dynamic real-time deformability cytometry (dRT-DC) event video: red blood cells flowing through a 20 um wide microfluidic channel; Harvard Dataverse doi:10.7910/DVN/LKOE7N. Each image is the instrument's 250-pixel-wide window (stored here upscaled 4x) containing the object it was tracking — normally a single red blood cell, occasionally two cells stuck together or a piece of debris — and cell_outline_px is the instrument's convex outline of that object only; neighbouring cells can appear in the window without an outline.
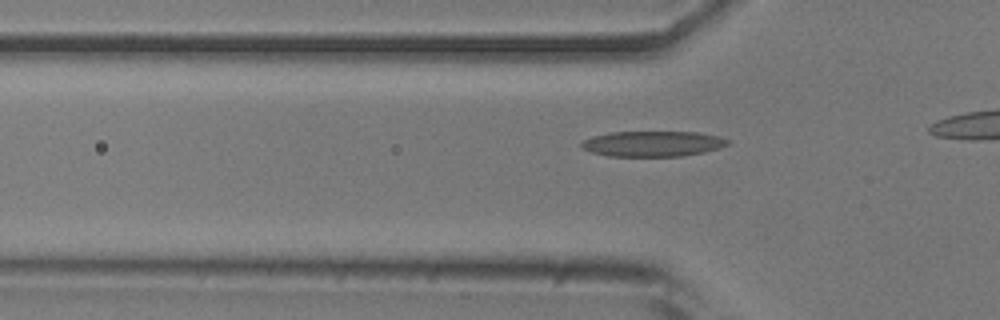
{"species": "common noctule bat (a hibernating species)", "species_latin": "Nyctalus noctula", "temperature_condition": "room temperature", "stored_images_in_passage": 15, "camera_frame_rate_fps": 3000, "um_per_image_px": 0.085, "animal": {"sex": "male", "body_mass_g": 20.5, "forearm_length_mm": 52.5}, "frame": {"image": 1, "passage_image": 9, "time_ms": 2.667, "image_size_px": [1000, 320], "cell_outline_px": [[732, 140], [728, 144], [720, 148], [704, 152], [684, 156], [608, 156], [592, 152], [580, 148], [580, 144], [584, 140], [592, 136], [612, 132], [700, 132]], "centroid_in_image_um": [55.49, 12.22], "position_along_channel_um": 70.3, "area_um2": 21.79}}
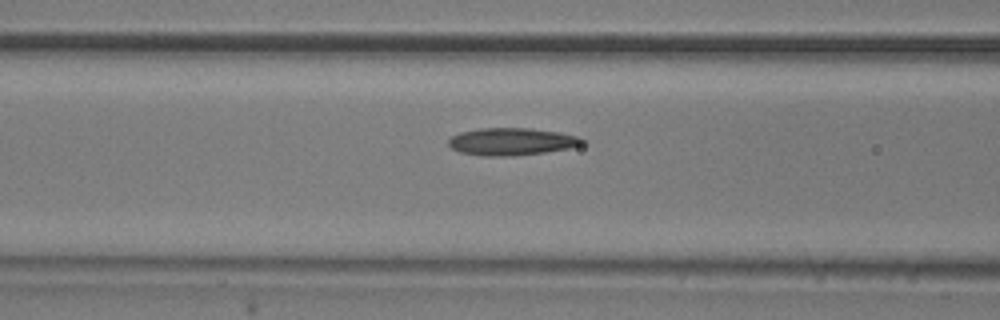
{"frame": {"image": 2, "passage_image": 13, "time_ms": 4.0, "image_size_px": [1000, 320], "cell_outline_px": [[588, 140], [584, 144], [568, 148], [544, 152], [512, 156], [484, 156], [460, 152], [452, 148], [448, 144], [448, 140], [452, 136], [460, 132], [480, 128], [532, 128], [556, 132], [576, 136]], "centroid_in_image_um": [43.48, 12.03], "position_along_channel_um": 123.1, "area_um2": 21.27}}